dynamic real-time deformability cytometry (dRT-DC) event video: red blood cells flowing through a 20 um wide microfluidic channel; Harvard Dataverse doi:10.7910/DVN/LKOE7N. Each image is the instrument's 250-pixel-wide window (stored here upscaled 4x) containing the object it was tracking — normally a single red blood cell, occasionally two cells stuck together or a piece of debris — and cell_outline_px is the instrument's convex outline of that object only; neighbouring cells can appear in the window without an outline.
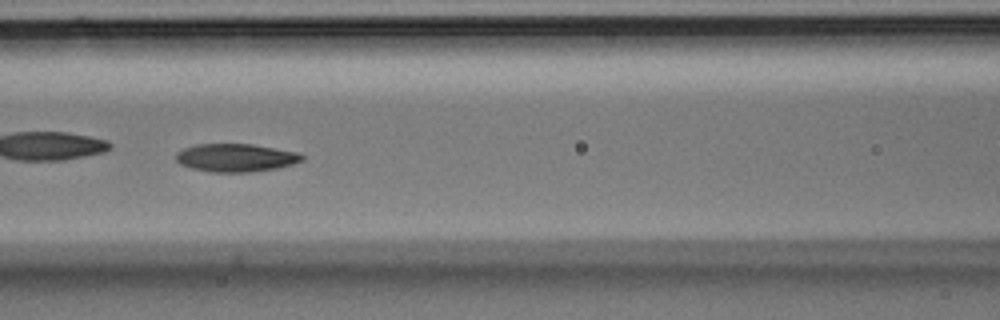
{"species": "Egyptian fruit bat (a non-hibernating species)", "species_latin": "Rousettus aegyptiacus", "temperature_condition": "room temperature", "stored_images_in_passage": 50, "camera_frame_rate_fps": 3000, "um_per_image_px": 0.085, "animal": {"sex": "male"}, "frame": {"image": 1, "passage_image": 22, "time_ms": 7.0, "image_size_px": [1000, 320], "cell_outline_px": [[304, 160], [292, 164], [276, 168], [252, 172], [208, 172], [192, 168], [180, 164], [176, 160], [176, 152], [184, 148], [196, 144], [252, 144], [300, 152], [304, 156]], "centroid_in_image_um": [20.05, 13.4], "position_along_channel_um": 146.5, "area_um2": 20.75}}